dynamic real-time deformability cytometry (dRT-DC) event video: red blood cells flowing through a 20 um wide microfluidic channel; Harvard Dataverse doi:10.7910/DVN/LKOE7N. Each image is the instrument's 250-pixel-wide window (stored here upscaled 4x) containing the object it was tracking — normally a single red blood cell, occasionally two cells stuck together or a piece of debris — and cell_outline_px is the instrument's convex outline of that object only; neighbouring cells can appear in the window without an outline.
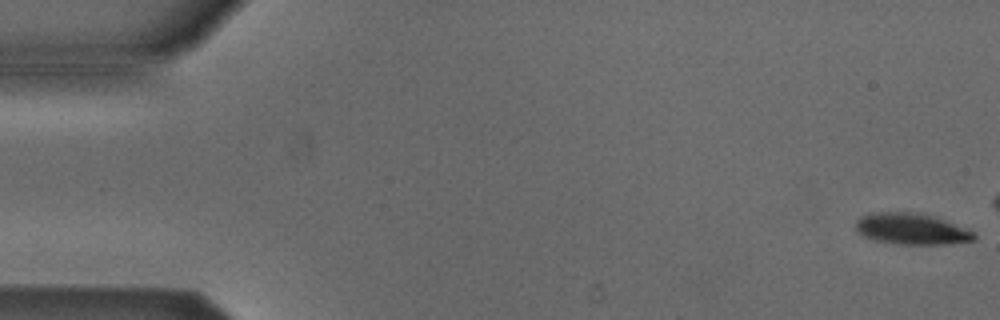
{"species": "Egyptian fruit bat (a non-hibernating species)", "species_latin": "Rousettus aegyptiacus", "temperature_condition": "cold", "stored_images_in_passage": 5, "camera_frame_rate_fps": 3000, "um_per_image_px": 0.085, "animal": {"sex": "male"}, "frame": {"image": 1, "passage_image": 1, "time_ms": 0.0, "image_size_px": [1000, 320], "cell_outline_px": [[976, 240], [944, 244], [900, 244], [876, 240], [864, 236], [856, 228], [856, 220], [860, 216], [872, 212], [912, 212], [932, 216], [972, 232], [976, 236]], "centroid_in_image_um": [77.42, 19.45], "position_along_channel_um": 7.6, "area_um2": 20.98}}